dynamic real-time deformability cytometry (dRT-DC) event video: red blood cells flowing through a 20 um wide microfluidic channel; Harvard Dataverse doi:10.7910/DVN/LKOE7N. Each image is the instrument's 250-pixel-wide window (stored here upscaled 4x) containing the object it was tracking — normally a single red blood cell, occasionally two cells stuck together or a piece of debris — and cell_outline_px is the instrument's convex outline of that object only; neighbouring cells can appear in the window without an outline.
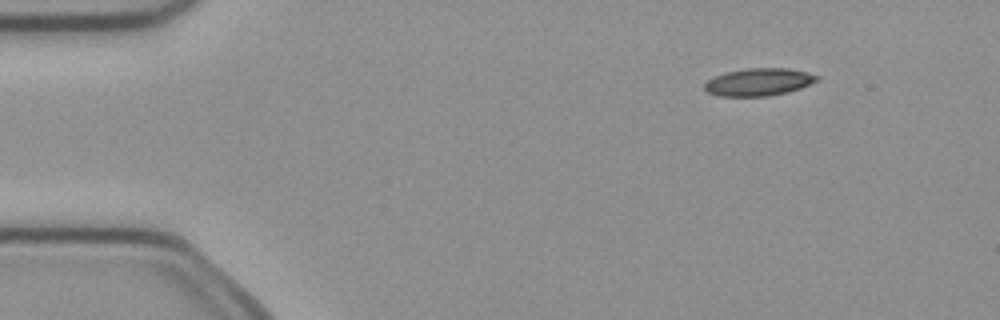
{"species": "common noctule bat (a hibernating species)", "species_latin": "Nyctalus noctula", "temperature_condition": "cold", "stored_images_in_passage": 4, "camera_frame_rate_fps": 3000, "um_per_image_px": 0.085, "animal": {"sex": "female", "body_mass_g": 21.9}, "frame": {"image": 1, "passage_image": 1, "time_ms": 0.0, "image_size_px": [1000, 320], "cell_outline_px": [[820, 80], [800, 88], [788, 92], [768, 96], [720, 96], [708, 92], [704, 88], [704, 84], [708, 80], [716, 76], [728, 72], [748, 68], [788, 68], [808, 72], [820, 76]], "centroid_in_image_um": [64.55, 6.97], "position_along_channel_um": 20.5, "area_um2": 17.98}}